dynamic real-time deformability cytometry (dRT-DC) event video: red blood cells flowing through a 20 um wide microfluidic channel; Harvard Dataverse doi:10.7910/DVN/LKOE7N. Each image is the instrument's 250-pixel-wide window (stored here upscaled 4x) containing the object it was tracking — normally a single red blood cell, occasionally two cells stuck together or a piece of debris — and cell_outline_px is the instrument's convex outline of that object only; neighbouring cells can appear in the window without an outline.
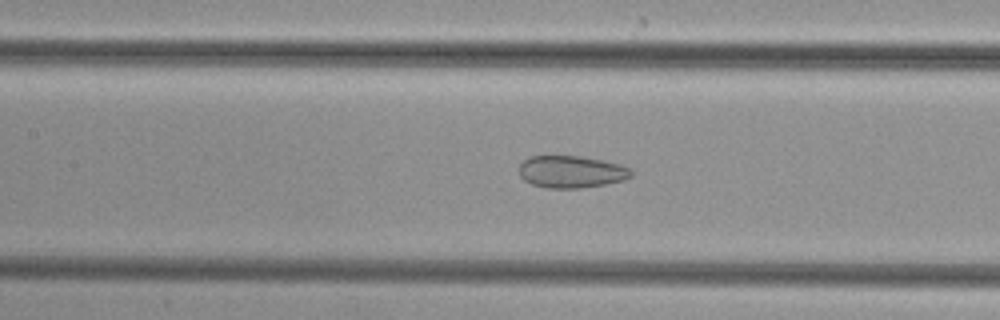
{"species": "common noctule bat (a hibernating species)", "species_latin": "Nyctalus noctula", "temperature_condition": "cold", "stored_images_in_passage": 48, "segment_of_instrument_passage": [2, 2], "camera_frame_rate_fps": 3000, "um_per_image_px": 0.085, "animal": {"sex": "female", "body_mass_g": 29.2, "forearm_length_mm": 56.3}, "frame": {"image": 1, "passage_image": 21, "time_ms": 6.667, "image_size_px": [1000, 320], "cell_outline_px": [[632, 176], [624, 180], [604, 184], [580, 188], [544, 188], [532, 184], [524, 180], [520, 176], [520, 164], [528, 156], [580, 156], [620, 164], [628, 168], [632, 172]], "centroid_in_image_um": [48.54, 14.6], "position_along_channel_um": 158.9, "area_um2": 20.92}}
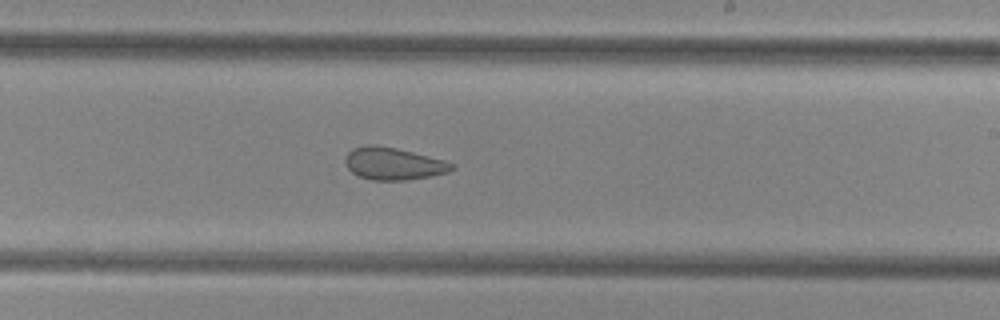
{"frame": {"image": 2, "passage_image": 28, "time_ms": 9.0, "image_size_px": [1000, 320], "cell_outline_px": [[456, 168], [448, 172], [432, 176], [408, 180], [372, 180], [360, 176], [352, 172], [348, 168], [344, 160], [348, 152], [352, 148], [364, 144], [376, 144], [396, 148], [444, 160], [456, 164]], "centroid_in_image_um": [33.45, 13.9], "position_along_channel_um": 255.6, "area_um2": 20.23}}
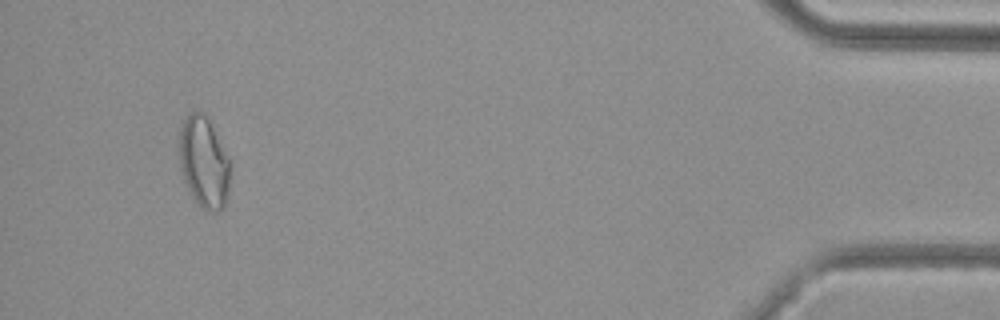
{"frame": {"image": 3, "passage_image": 45, "time_ms": 14.667, "image_size_px": [1000, 320], "cell_outline_px": [[228, 196], [224, 208], [208, 212], [200, 208], [192, 200], [184, 180], [176, 156], [180, 124], [188, 112], [200, 112], [208, 120], [228, 156]], "centroid_in_image_um": [17.25, 13.82], "position_along_channel_um": 418.0, "area_um2": 27.51}}